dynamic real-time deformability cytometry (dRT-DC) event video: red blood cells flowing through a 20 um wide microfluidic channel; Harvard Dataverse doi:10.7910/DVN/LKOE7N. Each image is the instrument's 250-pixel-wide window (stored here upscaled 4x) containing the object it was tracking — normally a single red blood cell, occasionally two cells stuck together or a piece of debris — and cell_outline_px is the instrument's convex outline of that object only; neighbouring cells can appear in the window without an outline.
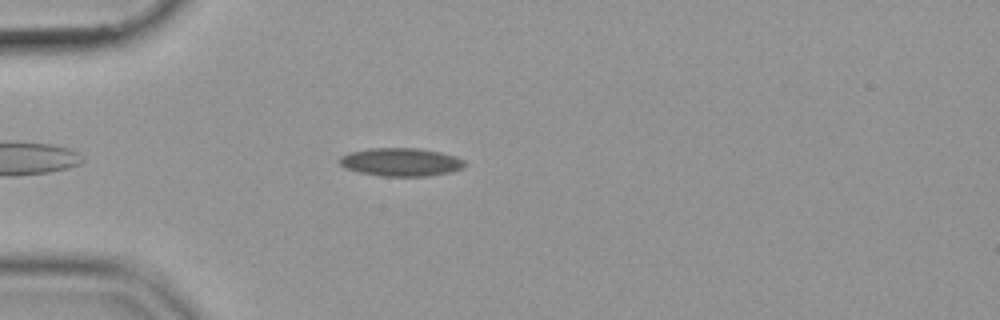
{"species": "common noctule bat (a hibernating species)", "species_latin": "Nyctalus noctula", "temperature_condition": "cold", "stored_images_in_passage": 42, "camera_frame_rate_fps": 3000, "um_per_image_px": 0.085, "animal": {"sex": "female", "body_mass_g": 19.9}, "frame": {"image": 1, "passage_image": 3, "time_ms": 0.667, "image_size_px": [1000, 320], "cell_outline_px": [[464, 168], [452, 172], [424, 176], [380, 176], [360, 172], [344, 168], [340, 164], [340, 156], [352, 152], [368, 148], [420, 148], [440, 152], [456, 156], [464, 160]], "centroid_in_image_um": [34.09, 13.77], "position_along_channel_um": 50.9, "area_um2": 20.58}}
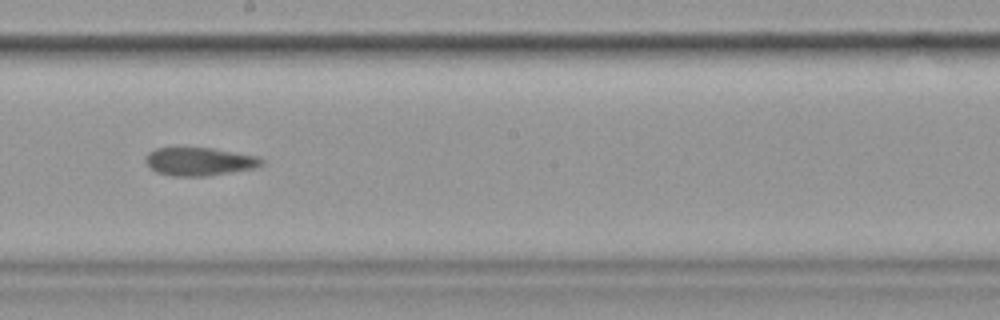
{"frame": {"image": 2, "passage_image": 19, "time_ms": 6.0, "image_size_px": [1000, 320], "cell_outline_px": [[264, 164], [252, 168], [204, 176], [172, 176], [156, 172], [144, 160], [144, 156], [148, 152], [156, 148], [212, 148], [256, 156], [264, 160]], "centroid_in_image_um": [16.9, 13.72], "position_along_channel_um": 231.3, "area_um2": 18.79}}
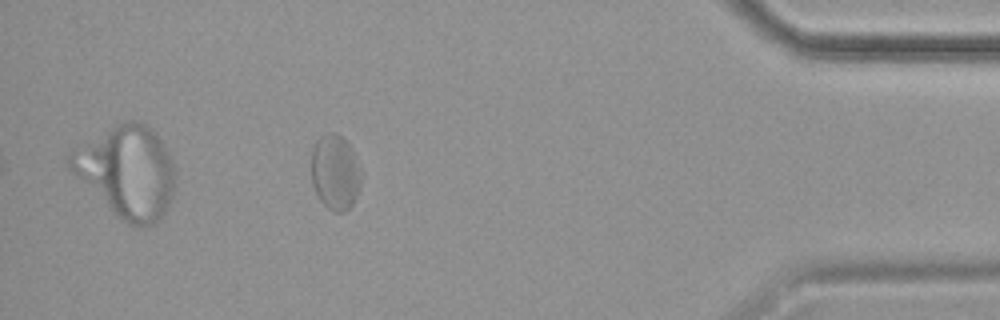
{"frame": {"image": 3, "passage_image": 37, "time_ms": 12.0, "image_size_px": [1000, 320], "cell_outline_px": [[360, 184], [356, 196], [352, 204], [344, 212], [336, 212], [328, 208], [320, 200], [312, 184], [312, 148], [316, 140], [320, 136], [328, 132], [332, 132], [340, 136], [348, 144], [352, 152], [360, 172]], "centroid_in_image_um": [28.45, 14.65], "position_along_channel_um": 406.7, "area_um2": 21.39}}